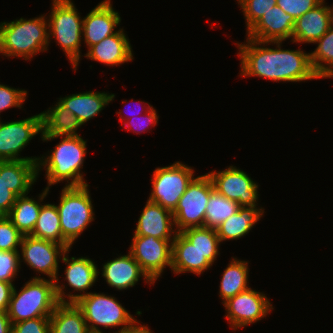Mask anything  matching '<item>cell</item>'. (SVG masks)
Listing matches in <instances>:
<instances>
[{
	"instance_id": "6da1fadb",
	"label": "cell",
	"mask_w": 333,
	"mask_h": 333,
	"mask_svg": "<svg viewBox=\"0 0 333 333\" xmlns=\"http://www.w3.org/2000/svg\"><path fill=\"white\" fill-rule=\"evenodd\" d=\"M268 44H276V48L265 47ZM281 44L282 41L265 42L248 37L246 43H236L241 60L240 76L261 77L275 82L319 79L311 66L310 53L301 49L284 50Z\"/></svg>"
},
{
	"instance_id": "7a4b0ae2",
	"label": "cell",
	"mask_w": 333,
	"mask_h": 333,
	"mask_svg": "<svg viewBox=\"0 0 333 333\" xmlns=\"http://www.w3.org/2000/svg\"><path fill=\"white\" fill-rule=\"evenodd\" d=\"M61 140L48 155L39 157L37 161L38 175L45 169L47 187L67 181L65 186L86 185L83 168L86 156L87 140L80 135L59 136Z\"/></svg>"
},
{
	"instance_id": "3957f363",
	"label": "cell",
	"mask_w": 333,
	"mask_h": 333,
	"mask_svg": "<svg viewBox=\"0 0 333 333\" xmlns=\"http://www.w3.org/2000/svg\"><path fill=\"white\" fill-rule=\"evenodd\" d=\"M46 15L0 23V54L30 60L50 44Z\"/></svg>"
},
{
	"instance_id": "277c9868",
	"label": "cell",
	"mask_w": 333,
	"mask_h": 333,
	"mask_svg": "<svg viewBox=\"0 0 333 333\" xmlns=\"http://www.w3.org/2000/svg\"><path fill=\"white\" fill-rule=\"evenodd\" d=\"M19 291L14 286L6 311L12 324L38 317H50L59 303L55 281L44 277L31 278Z\"/></svg>"
},
{
	"instance_id": "5b68a950",
	"label": "cell",
	"mask_w": 333,
	"mask_h": 333,
	"mask_svg": "<svg viewBox=\"0 0 333 333\" xmlns=\"http://www.w3.org/2000/svg\"><path fill=\"white\" fill-rule=\"evenodd\" d=\"M51 13L47 16L49 38L62 48L74 70L81 59L83 19L71 0H52Z\"/></svg>"
},
{
	"instance_id": "8992f818",
	"label": "cell",
	"mask_w": 333,
	"mask_h": 333,
	"mask_svg": "<svg viewBox=\"0 0 333 333\" xmlns=\"http://www.w3.org/2000/svg\"><path fill=\"white\" fill-rule=\"evenodd\" d=\"M76 305L82 310L84 319L90 332L102 333L99 326L107 328H121L113 333H121L132 328L138 321L131 315L117 299L104 293L89 292L78 299Z\"/></svg>"
},
{
	"instance_id": "52a82bcc",
	"label": "cell",
	"mask_w": 333,
	"mask_h": 333,
	"mask_svg": "<svg viewBox=\"0 0 333 333\" xmlns=\"http://www.w3.org/2000/svg\"><path fill=\"white\" fill-rule=\"evenodd\" d=\"M90 185L64 186L56 205L62 236L72 245L94 221V207L89 193Z\"/></svg>"
},
{
	"instance_id": "ba28073f",
	"label": "cell",
	"mask_w": 333,
	"mask_h": 333,
	"mask_svg": "<svg viewBox=\"0 0 333 333\" xmlns=\"http://www.w3.org/2000/svg\"><path fill=\"white\" fill-rule=\"evenodd\" d=\"M194 169L177 161L165 167H157L150 180L152 190L149 201L174 211L179 199L187 190L194 177Z\"/></svg>"
},
{
	"instance_id": "9c48e42d",
	"label": "cell",
	"mask_w": 333,
	"mask_h": 333,
	"mask_svg": "<svg viewBox=\"0 0 333 333\" xmlns=\"http://www.w3.org/2000/svg\"><path fill=\"white\" fill-rule=\"evenodd\" d=\"M37 177V161H0V210L5 215L17 197L29 194Z\"/></svg>"
},
{
	"instance_id": "30bf717a",
	"label": "cell",
	"mask_w": 333,
	"mask_h": 333,
	"mask_svg": "<svg viewBox=\"0 0 333 333\" xmlns=\"http://www.w3.org/2000/svg\"><path fill=\"white\" fill-rule=\"evenodd\" d=\"M213 190L212 181L207 173L192 180L173 211L177 232L204 226L206 207Z\"/></svg>"
},
{
	"instance_id": "8fae6325",
	"label": "cell",
	"mask_w": 333,
	"mask_h": 333,
	"mask_svg": "<svg viewBox=\"0 0 333 333\" xmlns=\"http://www.w3.org/2000/svg\"><path fill=\"white\" fill-rule=\"evenodd\" d=\"M40 133H43L41 113L23 120H0V161H38L39 157H19V153Z\"/></svg>"
},
{
	"instance_id": "7c38bea8",
	"label": "cell",
	"mask_w": 333,
	"mask_h": 333,
	"mask_svg": "<svg viewBox=\"0 0 333 333\" xmlns=\"http://www.w3.org/2000/svg\"><path fill=\"white\" fill-rule=\"evenodd\" d=\"M173 240L133 235L129 252L142 271L155 283L166 267H172Z\"/></svg>"
},
{
	"instance_id": "4fadbf2b",
	"label": "cell",
	"mask_w": 333,
	"mask_h": 333,
	"mask_svg": "<svg viewBox=\"0 0 333 333\" xmlns=\"http://www.w3.org/2000/svg\"><path fill=\"white\" fill-rule=\"evenodd\" d=\"M71 248L67 249L61 260L66 264L65 268V281H67L69 287L73 288V291H80L78 294H66L64 289L67 286L59 284V279L55 280V292L60 303H75L81 297L88 295L89 290L94 283L98 280L100 271L97 269V265L93 260L87 257H71L67 254ZM86 291V292H85ZM82 292V293H81ZM66 294V295H65ZM67 297V299H66Z\"/></svg>"
},
{
	"instance_id": "5bb4252c",
	"label": "cell",
	"mask_w": 333,
	"mask_h": 333,
	"mask_svg": "<svg viewBox=\"0 0 333 333\" xmlns=\"http://www.w3.org/2000/svg\"><path fill=\"white\" fill-rule=\"evenodd\" d=\"M223 305L227 312L225 318L234 331L260 321L274 309L263 292L251 287L229 298Z\"/></svg>"
},
{
	"instance_id": "9a60e30c",
	"label": "cell",
	"mask_w": 333,
	"mask_h": 333,
	"mask_svg": "<svg viewBox=\"0 0 333 333\" xmlns=\"http://www.w3.org/2000/svg\"><path fill=\"white\" fill-rule=\"evenodd\" d=\"M20 262L26 263L36 273L46 275L50 280L59 278V260L67 248L53 241L25 235L22 238ZM24 260V261H23Z\"/></svg>"
},
{
	"instance_id": "2e32d148",
	"label": "cell",
	"mask_w": 333,
	"mask_h": 333,
	"mask_svg": "<svg viewBox=\"0 0 333 333\" xmlns=\"http://www.w3.org/2000/svg\"><path fill=\"white\" fill-rule=\"evenodd\" d=\"M214 189L224 197L238 202L241 207L258 206L259 185L236 166L207 173Z\"/></svg>"
},
{
	"instance_id": "e0dca14e",
	"label": "cell",
	"mask_w": 333,
	"mask_h": 333,
	"mask_svg": "<svg viewBox=\"0 0 333 333\" xmlns=\"http://www.w3.org/2000/svg\"><path fill=\"white\" fill-rule=\"evenodd\" d=\"M120 22L121 17L114 10L111 0L101 1L83 18L82 38L87 48L115 34Z\"/></svg>"
},
{
	"instance_id": "ac0fdd59",
	"label": "cell",
	"mask_w": 333,
	"mask_h": 333,
	"mask_svg": "<svg viewBox=\"0 0 333 333\" xmlns=\"http://www.w3.org/2000/svg\"><path fill=\"white\" fill-rule=\"evenodd\" d=\"M294 25V17L275 5L246 31V36L265 42L292 40Z\"/></svg>"
},
{
	"instance_id": "d6986e66",
	"label": "cell",
	"mask_w": 333,
	"mask_h": 333,
	"mask_svg": "<svg viewBox=\"0 0 333 333\" xmlns=\"http://www.w3.org/2000/svg\"><path fill=\"white\" fill-rule=\"evenodd\" d=\"M177 233L173 212L147 200L138 218L134 235L174 240Z\"/></svg>"
},
{
	"instance_id": "ffe728a7",
	"label": "cell",
	"mask_w": 333,
	"mask_h": 333,
	"mask_svg": "<svg viewBox=\"0 0 333 333\" xmlns=\"http://www.w3.org/2000/svg\"><path fill=\"white\" fill-rule=\"evenodd\" d=\"M101 271L108 286L120 291L135 286L141 277L149 285L154 284L142 271L130 252L127 255L120 254L118 258L104 263Z\"/></svg>"
},
{
	"instance_id": "44dd1931",
	"label": "cell",
	"mask_w": 333,
	"mask_h": 333,
	"mask_svg": "<svg viewBox=\"0 0 333 333\" xmlns=\"http://www.w3.org/2000/svg\"><path fill=\"white\" fill-rule=\"evenodd\" d=\"M133 49L123 28L88 48L84 57L107 66H119L133 59Z\"/></svg>"
},
{
	"instance_id": "7402d4cb",
	"label": "cell",
	"mask_w": 333,
	"mask_h": 333,
	"mask_svg": "<svg viewBox=\"0 0 333 333\" xmlns=\"http://www.w3.org/2000/svg\"><path fill=\"white\" fill-rule=\"evenodd\" d=\"M330 12L325 0L295 20L293 43H315L330 28Z\"/></svg>"
},
{
	"instance_id": "603a6c76",
	"label": "cell",
	"mask_w": 333,
	"mask_h": 333,
	"mask_svg": "<svg viewBox=\"0 0 333 333\" xmlns=\"http://www.w3.org/2000/svg\"><path fill=\"white\" fill-rule=\"evenodd\" d=\"M213 264L180 232L176 234L172 242V267L174 274L191 272L201 275Z\"/></svg>"
},
{
	"instance_id": "cb8c5ba5",
	"label": "cell",
	"mask_w": 333,
	"mask_h": 333,
	"mask_svg": "<svg viewBox=\"0 0 333 333\" xmlns=\"http://www.w3.org/2000/svg\"><path fill=\"white\" fill-rule=\"evenodd\" d=\"M115 94L86 91L59 98V102L68 108L82 125L97 116L111 101Z\"/></svg>"
},
{
	"instance_id": "d4e9b609",
	"label": "cell",
	"mask_w": 333,
	"mask_h": 333,
	"mask_svg": "<svg viewBox=\"0 0 333 333\" xmlns=\"http://www.w3.org/2000/svg\"><path fill=\"white\" fill-rule=\"evenodd\" d=\"M42 114V141H51L59 136L79 135L77 131L82 126L79 119L59 101L54 107L41 112Z\"/></svg>"
},
{
	"instance_id": "484cf974",
	"label": "cell",
	"mask_w": 333,
	"mask_h": 333,
	"mask_svg": "<svg viewBox=\"0 0 333 333\" xmlns=\"http://www.w3.org/2000/svg\"><path fill=\"white\" fill-rule=\"evenodd\" d=\"M264 210V208L256 206L240 207L235 214L216 228L220 242L246 236L253 226L261 220Z\"/></svg>"
},
{
	"instance_id": "4316f807",
	"label": "cell",
	"mask_w": 333,
	"mask_h": 333,
	"mask_svg": "<svg viewBox=\"0 0 333 333\" xmlns=\"http://www.w3.org/2000/svg\"><path fill=\"white\" fill-rule=\"evenodd\" d=\"M48 192L49 189L45 188L38 196L39 201H36L35 198H29L30 196L27 195L17 197L10 212L6 215L11 220L12 224L24 236L32 233L38 219L40 209L43 205L40 203L48 195Z\"/></svg>"
},
{
	"instance_id": "83f0119b",
	"label": "cell",
	"mask_w": 333,
	"mask_h": 333,
	"mask_svg": "<svg viewBox=\"0 0 333 333\" xmlns=\"http://www.w3.org/2000/svg\"><path fill=\"white\" fill-rule=\"evenodd\" d=\"M50 333H90L76 303H58L50 316Z\"/></svg>"
},
{
	"instance_id": "f1b7e54d",
	"label": "cell",
	"mask_w": 333,
	"mask_h": 333,
	"mask_svg": "<svg viewBox=\"0 0 333 333\" xmlns=\"http://www.w3.org/2000/svg\"><path fill=\"white\" fill-rule=\"evenodd\" d=\"M230 263L222 273V279L219 285V296L222 304L229 298L247 290L249 278L248 261L239 260L237 258L230 259Z\"/></svg>"
},
{
	"instance_id": "f546056e",
	"label": "cell",
	"mask_w": 333,
	"mask_h": 333,
	"mask_svg": "<svg viewBox=\"0 0 333 333\" xmlns=\"http://www.w3.org/2000/svg\"><path fill=\"white\" fill-rule=\"evenodd\" d=\"M30 236L53 241L64 245L67 249L72 248V245L62 236L59 213L55 204L43 203Z\"/></svg>"
},
{
	"instance_id": "4dcf8cb0",
	"label": "cell",
	"mask_w": 333,
	"mask_h": 333,
	"mask_svg": "<svg viewBox=\"0 0 333 333\" xmlns=\"http://www.w3.org/2000/svg\"><path fill=\"white\" fill-rule=\"evenodd\" d=\"M314 44L317 47L310 52V62L315 74L322 78H333V26Z\"/></svg>"
},
{
	"instance_id": "1f68e13d",
	"label": "cell",
	"mask_w": 333,
	"mask_h": 333,
	"mask_svg": "<svg viewBox=\"0 0 333 333\" xmlns=\"http://www.w3.org/2000/svg\"><path fill=\"white\" fill-rule=\"evenodd\" d=\"M180 233L214 264L220 254L219 245L221 244L216 229L204 226L192 227Z\"/></svg>"
},
{
	"instance_id": "d6a6232c",
	"label": "cell",
	"mask_w": 333,
	"mask_h": 333,
	"mask_svg": "<svg viewBox=\"0 0 333 333\" xmlns=\"http://www.w3.org/2000/svg\"><path fill=\"white\" fill-rule=\"evenodd\" d=\"M240 207L238 202L224 197L214 189L207 203L204 227L216 229L231 215L235 214Z\"/></svg>"
},
{
	"instance_id": "836d02e7",
	"label": "cell",
	"mask_w": 333,
	"mask_h": 333,
	"mask_svg": "<svg viewBox=\"0 0 333 333\" xmlns=\"http://www.w3.org/2000/svg\"><path fill=\"white\" fill-rule=\"evenodd\" d=\"M240 5L247 31L260 19L262 15L267 13L276 5V0H237Z\"/></svg>"
},
{
	"instance_id": "e575fe53",
	"label": "cell",
	"mask_w": 333,
	"mask_h": 333,
	"mask_svg": "<svg viewBox=\"0 0 333 333\" xmlns=\"http://www.w3.org/2000/svg\"><path fill=\"white\" fill-rule=\"evenodd\" d=\"M146 104L147 106H145L144 104L143 107V112L145 113L143 115L144 117H140L139 121L134 120L133 117H124L121 110H119V112H116L117 114L122 115L120 116L119 120L123 123L124 127H126L128 131L131 130L134 133L139 134L141 132H146V130L149 131V126L155 127V125L158 123L159 115L157 114L156 110L152 107V105L148 104L147 102ZM136 119H138V117Z\"/></svg>"
},
{
	"instance_id": "d590c367",
	"label": "cell",
	"mask_w": 333,
	"mask_h": 333,
	"mask_svg": "<svg viewBox=\"0 0 333 333\" xmlns=\"http://www.w3.org/2000/svg\"><path fill=\"white\" fill-rule=\"evenodd\" d=\"M23 236L7 216L0 218V250H19Z\"/></svg>"
},
{
	"instance_id": "8d00e7d4",
	"label": "cell",
	"mask_w": 333,
	"mask_h": 333,
	"mask_svg": "<svg viewBox=\"0 0 333 333\" xmlns=\"http://www.w3.org/2000/svg\"><path fill=\"white\" fill-rule=\"evenodd\" d=\"M20 251H3L0 250V281L12 283L17 278L21 268Z\"/></svg>"
},
{
	"instance_id": "74e56055",
	"label": "cell",
	"mask_w": 333,
	"mask_h": 333,
	"mask_svg": "<svg viewBox=\"0 0 333 333\" xmlns=\"http://www.w3.org/2000/svg\"><path fill=\"white\" fill-rule=\"evenodd\" d=\"M27 96L25 89L0 84V113L8 108H22ZM1 118V117H0Z\"/></svg>"
},
{
	"instance_id": "f35d334b",
	"label": "cell",
	"mask_w": 333,
	"mask_h": 333,
	"mask_svg": "<svg viewBox=\"0 0 333 333\" xmlns=\"http://www.w3.org/2000/svg\"><path fill=\"white\" fill-rule=\"evenodd\" d=\"M323 0H276V5L290 14L296 20L303 14L315 8Z\"/></svg>"
},
{
	"instance_id": "ab89813d",
	"label": "cell",
	"mask_w": 333,
	"mask_h": 333,
	"mask_svg": "<svg viewBox=\"0 0 333 333\" xmlns=\"http://www.w3.org/2000/svg\"><path fill=\"white\" fill-rule=\"evenodd\" d=\"M12 333H50V317H38L13 323Z\"/></svg>"
},
{
	"instance_id": "60d3db41",
	"label": "cell",
	"mask_w": 333,
	"mask_h": 333,
	"mask_svg": "<svg viewBox=\"0 0 333 333\" xmlns=\"http://www.w3.org/2000/svg\"><path fill=\"white\" fill-rule=\"evenodd\" d=\"M14 284L0 281V311H7Z\"/></svg>"
},
{
	"instance_id": "b9f144b4",
	"label": "cell",
	"mask_w": 333,
	"mask_h": 333,
	"mask_svg": "<svg viewBox=\"0 0 333 333\" xmlns=\"http://www.w3.org/2000/svg\"><path fill=\"white\" fill-rule=\"evenodd\" d=\"M0 333H12V323L6 311H0Z\"/></svg>"
},
{
	"instance_id": "7bdbcfd3",
	"label": "cell",
	"mask_w": 333,
	"mask_h": 333,
	"mask_svg": "<svg viewBox=\"0 0 333 333\" xmlns=\"http://www.w3.org/2000/svg\"><path fill=\"white\" fill-rule=\"evenodd\" d=\"M140 321L137 322L132 328L127 329L126 331H123L121 333H153L151 332V330L149 329V327H147V325H140Z\"/></svg>"
},
{
	"instance_id": "ee69618b",
	"label": "cell",
	"mask_w": 333,
	"mask_h": 333,
	"mask_svg": "<svg viewBox=\"0 0 333 333\" xmlns=\"http://www.w3.org/2000/svg\"><path fill=\"white\" fill-rule=\"evenodd\" d=\"M329 12H330V18H331V25L333 26V7H329Z\"/></svg>"
},
{
	"instance_id": "f6af8a7d",
	"label": "cell",
	"mask_w": 333,
	"mask_h": 333,
	"mask_svg": "<svg viewBox=\"0 0 333 333\" xmlns=\"http://www.w3.org/2000/svg\"><path fill=\"white\" fill-rule=\"evenodd\" d=\"M6 215L0 210V218L5 217Z\"/></svg>"
}]
</instances>
